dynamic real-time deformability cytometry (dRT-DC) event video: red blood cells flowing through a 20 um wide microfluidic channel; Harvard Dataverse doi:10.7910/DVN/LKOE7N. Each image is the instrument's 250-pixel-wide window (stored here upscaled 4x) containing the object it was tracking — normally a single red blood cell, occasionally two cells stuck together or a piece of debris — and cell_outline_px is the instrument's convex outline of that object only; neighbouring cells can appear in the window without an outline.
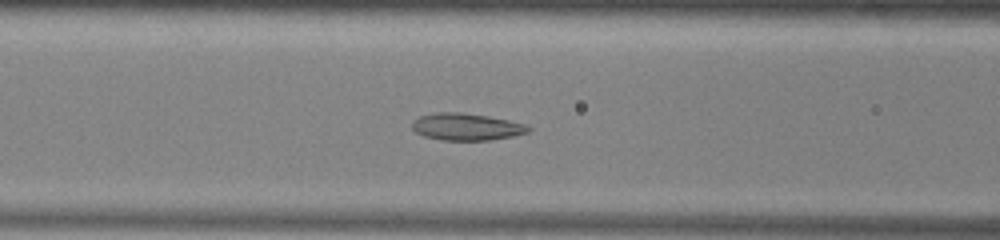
{"species": "common noctule bat (a hibernating species)", "species_latin": "Nyctalus noctula", "temperature_condition": "warm", "stored_images_in_passage": 47, "camera_frame_rate_fps": 3000, "um_per_image_px": 0.085, "animal": {"sex": "male", "body_mass_g": 13.0, "forearm_length_mm": 53.1}, "frame": {"image": 1, "passage_image": 16, "time_ms": 5.0, "image_size_px": [1000, 240], "cell_outline_px": [[532, 128], [528, 132], [512, 136], [488, 140], [444, 140], [424, 136], [416, 132], [412, 128], [412, 120], [420, 116], [436, 112], [460, 112], [488, 116], [508, 120], [524, 124]], "centroid_in_image_um": [39.62, 10.77], "position_along_channel_um": 127.0, "area_um2": 18.21}}
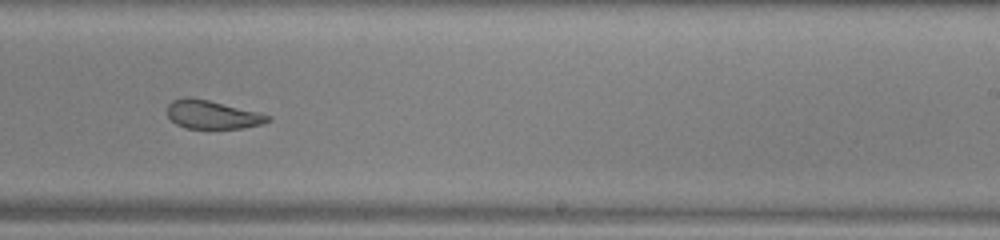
{"frame": {"image": 2, "passage_image": 27, "time_ms": 8.667, "image_size_px": [1000, 240], "cell_outline_px": [[272, 120], [260, 124], [244, 128], [184, 128], [176, 124], [168, 116], [168, 104], [172, 100], [184, 96], [188, 96], [208, 100], [260, 112], [272, 116]], "centroid_in_image_um": [18.05, 9.73], "position_along_channel_um": 270.9, "area_um2": 16.76}}
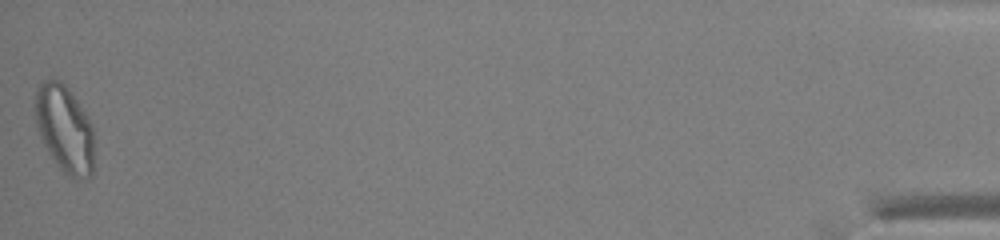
{"frame": {"image": 3, "passage_image": 47, "time_ms": 15.333, "image_size_px": [1000, 240], "cell_outline_px": [[92, 176], [88, 180], [80, 180], [68, 176], [56, 164], [48, 152], [40, 136], [36, 124], [36, 88], [44, 80], [60, 80], [68, 88], [92, 124]], "centroid_in_image_um": [5.49, 10.99], "position_along_channel_um": 429.7, "area_um2": 29.59}, "authors_computed_cell_mechanics": {"area_um2": 20.4612, "velocity_mm_per_s": 3.9344, "shape_relaxation_time_tau1_ms": null, "shape_relaxation_time_tau2_ms": 2.0335, "deformation_change_tau1": null, "deformation_change_tau2": 0.0994}}